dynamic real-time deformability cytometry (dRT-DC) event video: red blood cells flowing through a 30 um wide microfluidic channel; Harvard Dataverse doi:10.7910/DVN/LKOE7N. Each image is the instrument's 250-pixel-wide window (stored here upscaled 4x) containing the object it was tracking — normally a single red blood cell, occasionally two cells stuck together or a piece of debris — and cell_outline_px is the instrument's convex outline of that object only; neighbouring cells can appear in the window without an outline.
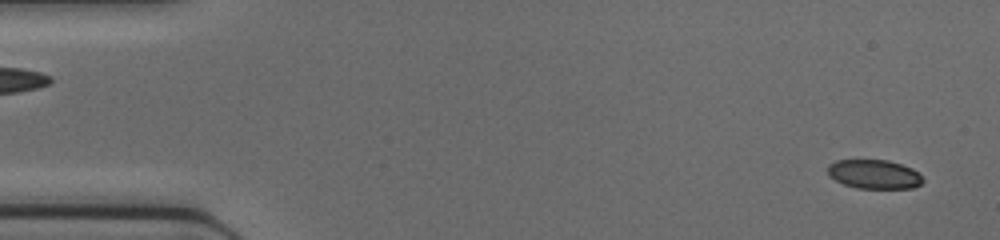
{"species": "common noctule bat (a hibernating species)", "species_latin": "Nyctalus noctula", "temperature_condition": "cold", "stored_images_in_passage": 45, "camera_frame_rate_fps": 3000, "um_per_image_px": 0.085, "animal": {"sex": "female", "body_mass_g": 17.0, "forearm_length_mm": 48.0}, "frame": {"image": 1, "passage_image": 1, "time_ms": 0.0, "image_size_px": [1000, 240], "cell_outline_px": [[924, 180], [920, 184], [912, 188], [856, 188], [844, 184], [828, 176], [828, 164], [836, 160], [888, 160], [912, 168]], "centroid_in_image_um": [74.27, 14.8], "position_along_channel_um": 10.7, "area_um2": 16.01}}
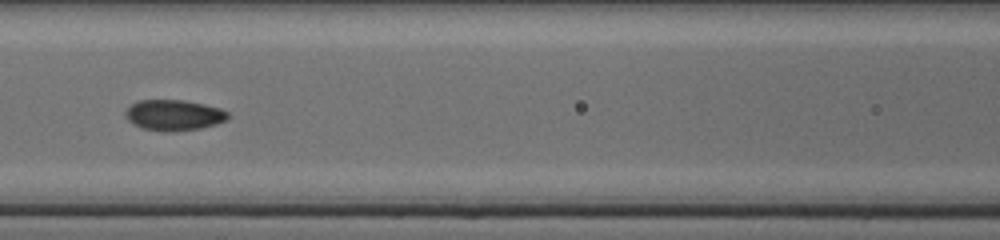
{"frame": {"image": 2, "passage_image": 19, "time_ms": 6.0, "image_size_px": [1000, 240], "cell_outline_px": [[228, 120], [216, 124], [200, 128], [172, 132], [144, 128], [132, 124], [124, 116], [124, 112], [132, 104], [140, 100], [184, 100], [204, 104], [220, 108], [228, 112]], "centroid_in_image_um": [14.78, 9.78], "position_along_channel_um": 151.8, "area_um2": 18.32}}
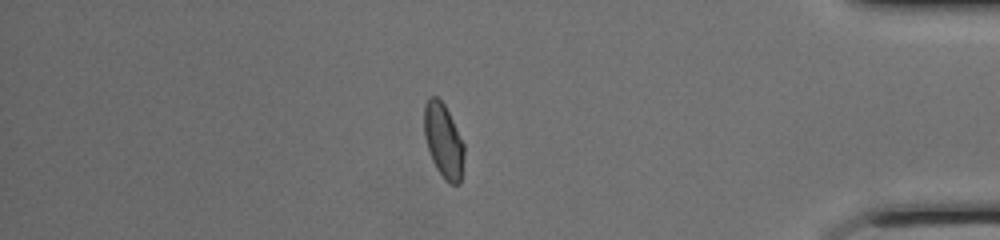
{"frame": {"image": 3, "passage_image": 38, "time_ms": 12.333, "image_size_px": [1000, 240], "cell_outline_px": [[464, 156], [460, 184], [452, 184], [444, 180], [436, 168], [432, 160], [424, 136], [424, 104], [428, 96], [436, 96], [444, 104], [464, 144]], "centroid_in_image_um": [37.68, 11.96], "position_along_channel_um": 397.5, "area_um2": 17.28}}